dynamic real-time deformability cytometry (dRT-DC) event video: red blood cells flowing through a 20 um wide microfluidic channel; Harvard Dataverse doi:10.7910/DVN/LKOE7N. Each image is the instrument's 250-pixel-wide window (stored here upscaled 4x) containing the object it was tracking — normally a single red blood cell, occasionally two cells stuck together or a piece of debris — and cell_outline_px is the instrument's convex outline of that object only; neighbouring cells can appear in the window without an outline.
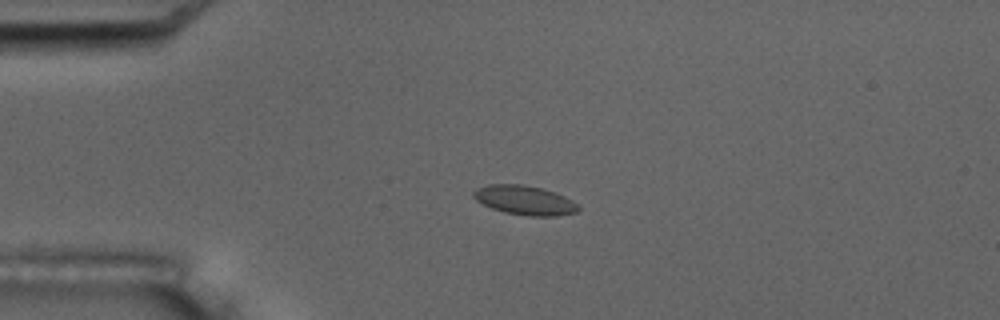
{"species": "common noctule bat (a hibernating species)", "species_latin": "Nyctalus noctula", "temperature_condition": "room temperature", "stored_images_in_passage": 4, "camera_frame_rate_fps": 3000, "um_per_image_px": 0.085, "animal": {"sex": "male", "body_mass_g": 17.5, "forearm_length_mm": 52.3}, "frame": {"image": 1, "passage_image": 4, "time_ms": 4.333, "image_size_px": [1000, 320], "cell_outline_px": [[580, 208], [576, 212], [556, 216], [528, 216], [504, 212], [492, 208], [476, 200], [472, 196], [472, 192], [476, 188], [488, 184], [524, 184], [540, 188], [564, 196], [580, 204]], "centroid_in_image_um": [44.59, 17.02], "position_along_channel_um": 40.4, "area_um2": 17.92}}